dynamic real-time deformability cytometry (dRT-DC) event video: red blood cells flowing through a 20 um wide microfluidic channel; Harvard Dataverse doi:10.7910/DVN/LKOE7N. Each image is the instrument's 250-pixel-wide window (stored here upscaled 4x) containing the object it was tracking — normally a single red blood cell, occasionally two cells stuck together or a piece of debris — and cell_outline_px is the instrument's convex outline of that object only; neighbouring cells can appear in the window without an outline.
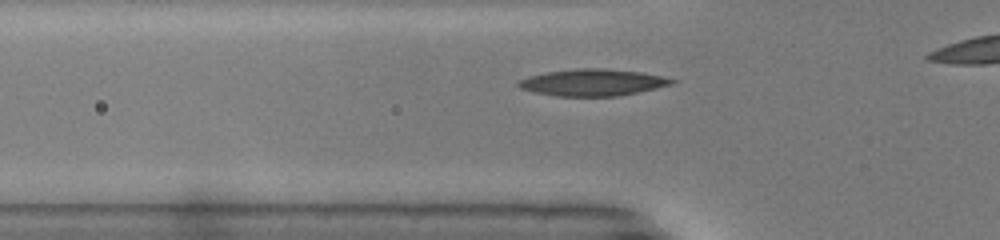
{"species": "common noctule bat (a hibernating species)", "species_latin": "Nyctalus noctula", "temperature_condition": "warm", "stored_images_in_passage": 29, "camera_frame_rate_fps": 3000, "um_per_image_px": 0.085, "animal": {"sex": "male", "body_mass_g": 19.0, "forearm_length_mm": 50.8}, "frame": {"image": 1, "passage_image": 5, "time_ms": 1.333, "image_size_px": [1000, 240], "cell_outline_px": [[676, 80], [672, 84], [656, 88], [620, 96], [556, 96], [536, 92], [520, 88], [516, 84], [516, 80], [528, 76], [544, 72], [576, 68], [604, 68], [640, 72], [660, 76]], "centroid_in_image_um": [50.31, 7.0], "position_along_channel_um": 75.5, "area_um2": 23.93}}
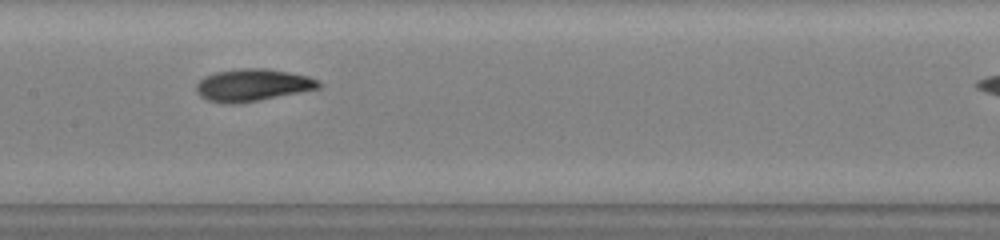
{"frame": {"image": 2, "passage_image": 13, "time_ms": 4.0, "image_size_px": [1000, 240], "cell_outline_px": [[324, 84], [320, 88], [300, 92], [256, 100], [232, 104], [228, 104], [208, 100], [200, 96], [196, 92], [196, 84], [204, 76], [216, 72], [240, 68], [264, 68], [288, 72], [308, 76], [320, 80]], "centroid_in_image_um": [21.48, 7.22], "position_along_channel_um": 185.9, "area_um2": 22.89}}
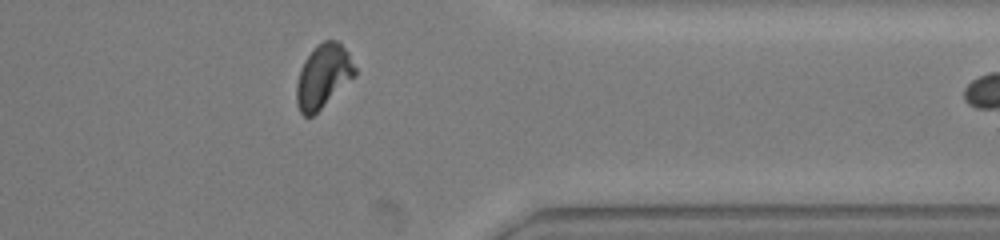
{"frame": {"image": 3, "passage_image": 28, "time_ms": 9.0, "image_size_px": [1000, 240], "cell_outline_px": [[356, 76], [312, 116], [304, 116], [300, 112], [296, 104], [296, 84], [300, 68], [304, 60], [312, 48], [316, 44], [324, 40], [336, 40], [348, 52], [356, 68]], "centroid_in_image_um": [27.45, 6.46], "position_along_channel_um": 383.9, "area_um2": 21.79}}